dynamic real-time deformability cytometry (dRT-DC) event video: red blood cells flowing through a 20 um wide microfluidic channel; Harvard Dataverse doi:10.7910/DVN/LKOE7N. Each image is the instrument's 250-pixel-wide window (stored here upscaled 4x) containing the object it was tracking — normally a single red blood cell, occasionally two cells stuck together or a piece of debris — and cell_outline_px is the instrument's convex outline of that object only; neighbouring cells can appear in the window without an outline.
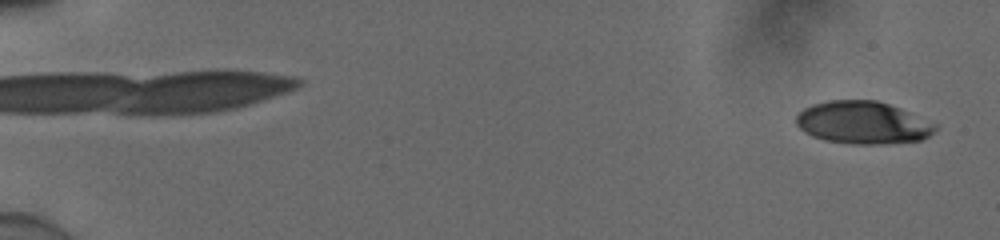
{"species": "human", "species_latin": "Homo sapiens", "temperature_condition": "cold", "stored_images_in_passage": 55, "camera_frame_rate_fps": 3000, "um_per_image_px": 0.085, "donor": {"sex": "male"}, "frame": {"image": 1, "passage_image": 2, "time_ms": 0.333, "image_size_px": [1000, 240], "cell_outline_px": [[936, 128], [928, 136], [920, 140], [880, 144], [852, 144], [824, 140], [812, 136], [804, 132], [796, 124], [796, 116], [804, 108], [812, 104], [828, 100], [876, 100], [900, 108], [936, 124]], "centroid_in_image_um": [73.3, 10.42], "position_along_channel_um": 11.7, "area_um2": 34.33}}
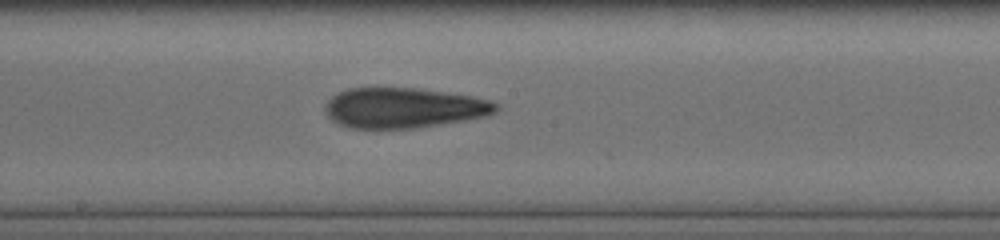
{"frame": {"image": 2, "passage_image": 32, "time_ms": 10.333, "image_size_px": [1000, 240], "cell_outline_px": [[500, 108], [496, 112], [488, 116], [416, 128], [352, 128], [340, 124], [332, 120], [324, 112], [324, 104], [332, 96], [348, 88], [416, 88], [472, 96], [488, 100], [500, 104]], "centroid_in_image_um": [34.32, 9.17], "position_along_channel_um": 213.9, "area_um2": 40.06}}
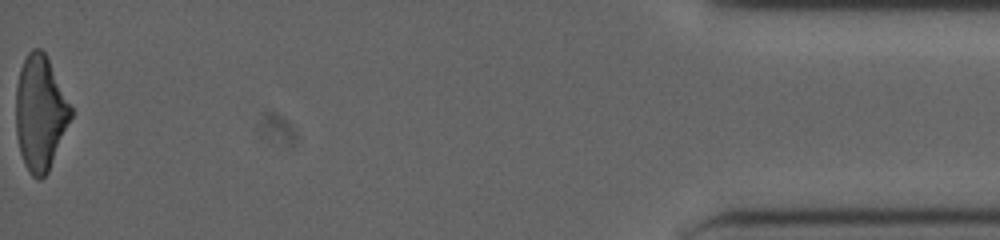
{"frame": {"image": 3, "passage_image": 55, "time_ms": 18.0, "image_size_px": [1000, 240], "cell_outline_px": [[72, 116], [48, 172], [40, 180], [36, 180], [28, 172], [24, 164], [20, 152], [16, 136], [16, 84], [20, 68], [28, 52], [32, 48], [40, 48], [44, 52], [72, 108]], "centroid_in_image_um": [3.39, 9.63], "position_along_channel_um": 431.8, "area_um2": 36.59}, "authors_computed_cell_mechanics": {"area_um2": 38.5526, "velocity_mm_per_s": 3.9134, "shape_relaxation_time_tau1_ms": 10.8926, "shape_relaxation_time_tau2_ms": 3.5835, "deformation_change_tau1": 0.2835, "deformation_change_tau2": 0.1456}}